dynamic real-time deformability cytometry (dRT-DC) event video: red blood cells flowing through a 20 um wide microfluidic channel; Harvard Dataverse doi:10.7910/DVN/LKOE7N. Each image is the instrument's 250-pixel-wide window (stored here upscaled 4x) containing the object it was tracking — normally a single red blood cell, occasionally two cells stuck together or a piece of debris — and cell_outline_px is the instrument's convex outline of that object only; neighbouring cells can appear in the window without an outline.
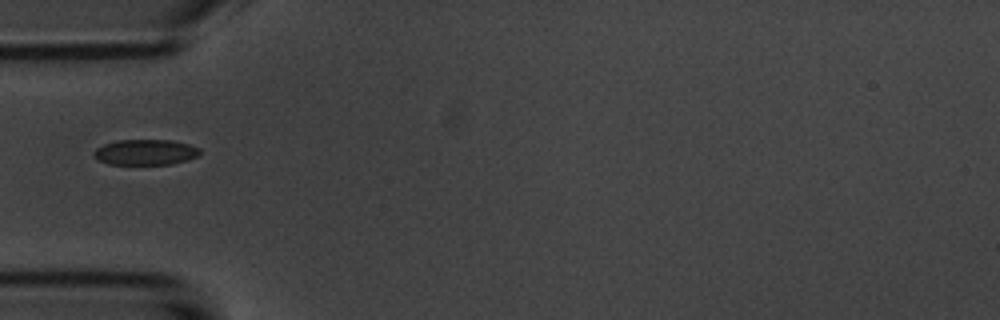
{"species": "common noctule bat (a hibernating species)", "species_latin": "Nyctalus noctula", "temperature_condition": "room temperature", "stored_images_in_passage": 1, "camera_frame_rate_fps": 3000, "um_per_image_px": 0.085, "animal": {"sex": "male", "body_mass_g": 20.1, "forearm_length_mm": 53.5}, "frame": {"image": 1, "passage_image": 1, "time_ms": 0.0, "image_size_px": [1000, 320], "cell_outline_px": [[200, 152], [196, 156], [188, 160], [172, 164], [108, 164], [96, 160], [92, 156], [92, 152], [96, 148], [104, 144], [116, 140], [172, 140], [188, 144], [200, 148]], "centroid_in_image_um": [12.31, 12.94], "position_along_channel_um": 72.7, "area_um2": 15.95}}